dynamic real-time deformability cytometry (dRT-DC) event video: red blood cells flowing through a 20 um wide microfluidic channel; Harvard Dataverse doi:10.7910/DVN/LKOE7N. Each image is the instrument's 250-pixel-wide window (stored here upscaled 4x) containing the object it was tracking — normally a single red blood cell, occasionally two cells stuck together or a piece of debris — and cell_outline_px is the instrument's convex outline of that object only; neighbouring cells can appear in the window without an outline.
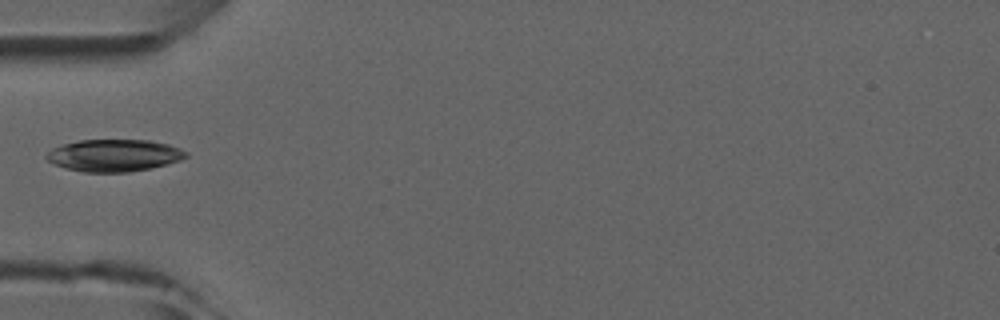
{"species": "common noctule bat (a hibernating species)", "species_latin": "Nyctalus noctula", "temperature_condition": "room temperature", "stored_images_in_passage": 4, "camera_frame_rate_fps": 3000, "um_per_image_px": 0.085, "animal": {"sex": "male", "forearm_length_mm": 52.5}, "frame": {"image": 1, "passage_image": 4, "time_ms": 3.333, "image_size_px": [1000, 320], "cell_outline_px": [[188, 156], [180, 160], [148, 168], [128, 172], [84, 172], [68, 168], [56, 164], [48, 160], [44, 156], [52, 148], [64, 144], [80, 140], [148, 140], [168, 144], [180, 148], [188, 152]], "centroid_in_image_um": [9.71, 13.2], "position_along_channel_um": 75.3, "area_um2": 25.78}}